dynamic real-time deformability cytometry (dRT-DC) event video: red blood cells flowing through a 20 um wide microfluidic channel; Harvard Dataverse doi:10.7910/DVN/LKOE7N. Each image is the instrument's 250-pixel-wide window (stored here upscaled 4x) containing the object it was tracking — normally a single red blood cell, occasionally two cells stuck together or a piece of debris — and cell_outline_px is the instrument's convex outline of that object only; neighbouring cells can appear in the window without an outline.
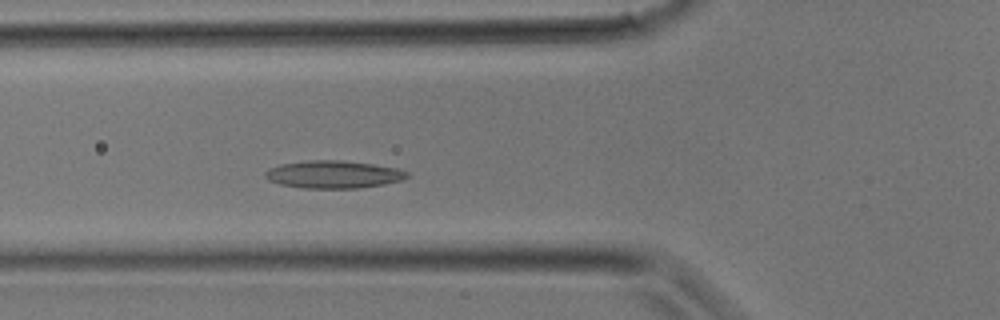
{"species": "common noctule bat (a hibernating species)", "species_latin": "Nyctalus noctula", "temperature_condition": "room temperature", "stored_images_in_passage": 19, "camera_frame_rate_fps": 3000, "um_per_image_px": 0.085, "animal": {"sex": "male", "body_mass_g": 17.9}, "frame": {"image": 1, "passage_image": 9, "time_ms": 2.667, "image_size_px": [1000, 320], "cell_outline_px": [[408, 176], [404, 180], [384, 184], [356, 188], [304, 188], [280, 184], [268, 180], [264, 176], [264, 172], [280, 164], [308, 160], [340, 160], [372, 164], [396, 168], [408, 172]], "centroid_in_image_um": [28.34, 14.82], "position_along_channel_um": 97.5, "area_um2": 22.72}}
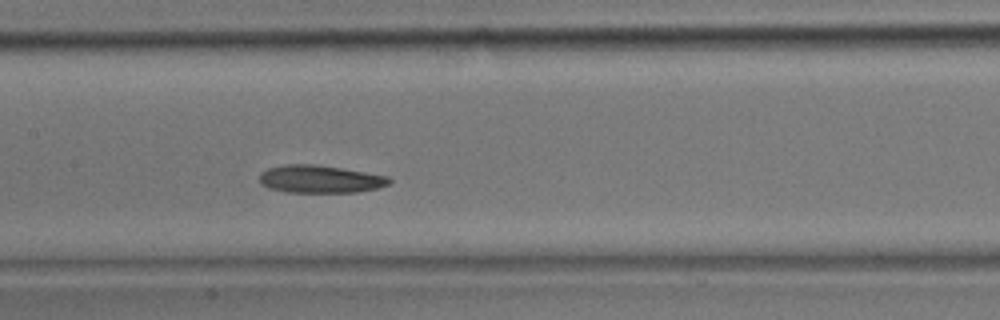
{"frame": {"image": 2, "passage_image": 13, "time_ms": 4.0, "image_size_px": [1000, 320], "cell_outline_px": [[392, 180], [388, 184], [376, 188], [356, 192], [288, 192], [268, 188], [260, 184], [260, 172], [268, 168], [284, 164], [316, 164], [388, 176]], "centroid_in_image_um": [27.16, 15.22], "position_along_channel_um": 180.2, "area_um2": 20.87}}
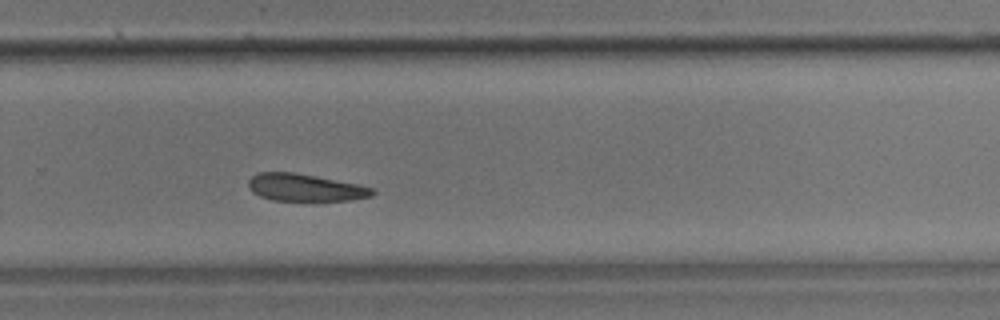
{"frame": {"image": 3, "passage_image": 19, "time_ms": 6.0, "image_size_px": [1000, 320], "cell_outline_px": [[376, 192], [372, 196], [352, 200], [312, 204], [272, 200], [260, 196], [252, 192], [248, 188], [248, 180], [252, 176], [260, 172], [292, 172], [356, 184], [372, 188]], "centroid_in_image_um": [25.93, 16.01], "position_along_channel_um": 303.9, "area_um2": 20.58}}